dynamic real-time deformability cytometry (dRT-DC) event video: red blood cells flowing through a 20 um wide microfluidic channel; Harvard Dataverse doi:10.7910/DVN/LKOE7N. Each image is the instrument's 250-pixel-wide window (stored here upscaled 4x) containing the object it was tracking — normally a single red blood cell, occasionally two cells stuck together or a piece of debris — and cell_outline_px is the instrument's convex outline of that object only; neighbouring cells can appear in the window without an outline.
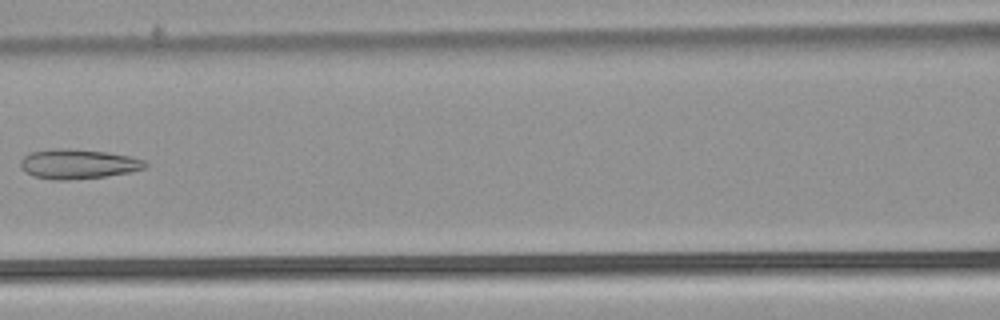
{"species": "common noctule bat (a hibernating species)", "species_latin": "Nyctalus noctula", "temperature_condition": "warm", "stored_images_in_passage": 7, "camera_frame_rate_fps": 3000, "um_per_image_px": 0.085, "animal": {"sex": "male", "body_mass_g": 21.5, "forearm_length_mm": 52.0}, "frame": {"image": 1, "passage_image": 6, "time_ms": 1.667, "image_size_px": [1000, 320], "cell_outline_px": [[148, 164], [144, 168], [128, 172], [104, 176], [68, 180], [52, 180], [32, 176], [24, 172], [20, 168], [20, 160], [24, 156], [32, 152], [56, 148], [68, 148], [108, 152], [128, 156], [144, 160]], "centroid_in_image_um": [6.57, 13.94], "position_along_channel_um": 160.0, "area_um2": 21.56}}
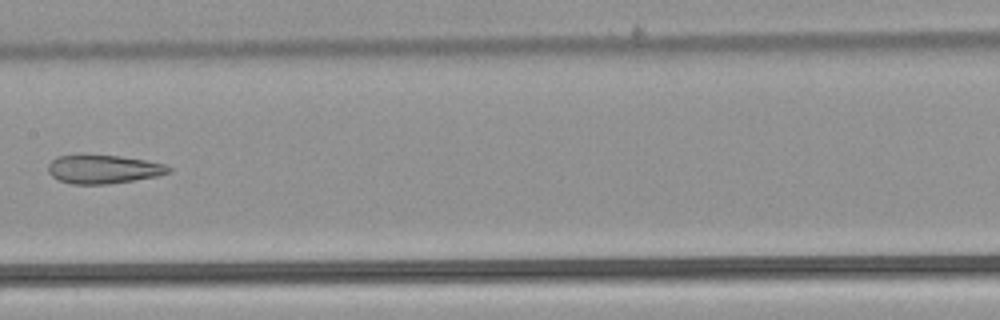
{"frame": {"image": 2, "passage_image": 7, "time_ms": 2.0, "image_size_px": [1000, 320], "cell_outline_px": [[172, 172], [156, 176], [108, 184], [72, 184], [60, 180], [52, 176], [48, 172], [48, 164], [56, 156], [84, 152], [120, 156], [144, 160], [164, 164], [172, 168]], "centroid_in_image_um": [8.73, 14.34], "position_along_channel_um": 198.7, "area_um2": 20.63}}